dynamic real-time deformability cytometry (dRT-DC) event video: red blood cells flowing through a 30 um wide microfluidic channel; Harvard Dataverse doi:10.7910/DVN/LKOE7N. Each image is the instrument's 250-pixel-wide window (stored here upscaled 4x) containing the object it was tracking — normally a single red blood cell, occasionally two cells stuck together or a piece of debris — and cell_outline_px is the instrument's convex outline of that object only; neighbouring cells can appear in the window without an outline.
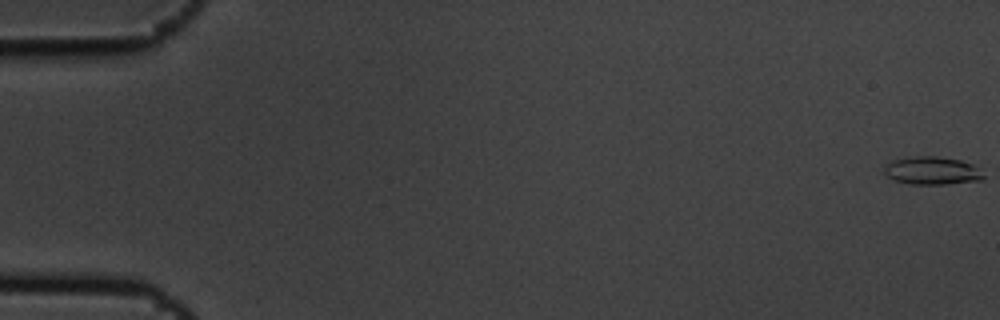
{"species": "common noctule bat (a hibernating species)", "species_latin": "Nyctalus noctula", "temperature_condition": "cold", "stored_images_in_passage": 10, "camera_frame_rate_fps": 3000, "um_per_image_px": 0.085, "animal": {"sex": "male", "body_mass_g": 19.5, "forearm_length_mm": 54.6}, "frame": {"image": 1, "passage_image": 1, "time_ms": 0.0, "image_size_px": [1000, 320], "cell_outline_px": [[984, 176], [980, 180], [948, 184], [908, 184], [896, 180], [888, 176], [884, 172], [884, 164], [892, 160], [912, 156], [936, 156], [960, 160], [972, 164]], "centroid_in_image_um": [79.17, 14.5], "position_along_channel_um": 5.8, "area_um2": 16.07}}
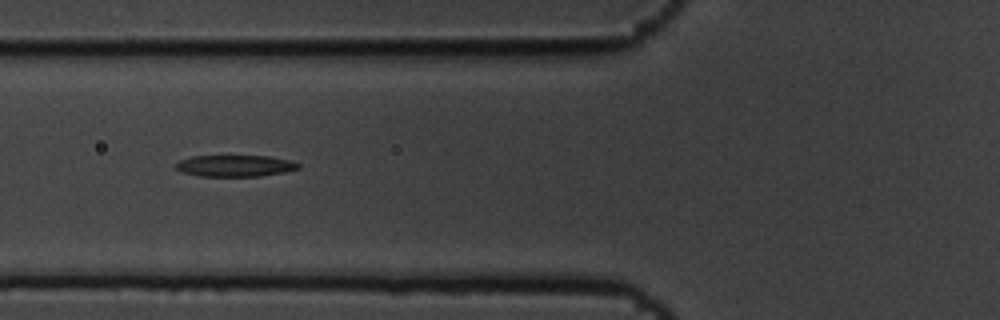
{"frame": {"image": 2, "passage_image": 7, "time_ms": 2.0, "image_size_px": [1000, 320], "cell_outline_px": [[300, 168], [284, 172], [260, 176], [200, 176], [184, 172], [176, 168], [176, 164], [180, 160], [192, 156], [268, 156], [292, 160], [300, 164]], "centroid_in_image_um": [20.03, 14.09], "position_along_channel_um": 105.8, "area_um2": 15.26}}
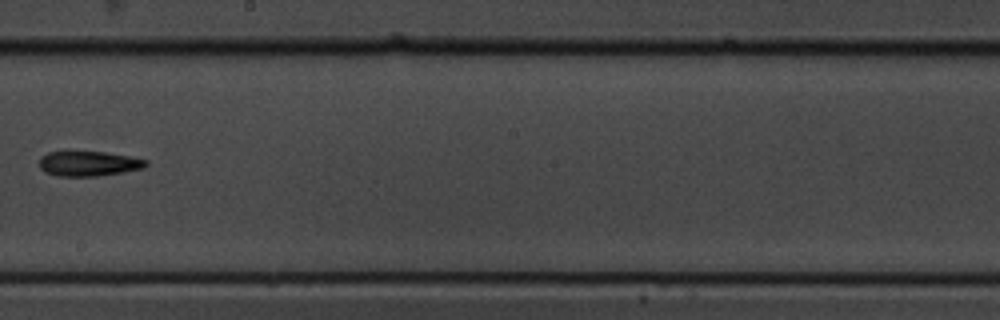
{"frame": {"image": 3, "passage_image": 10, "time_ms": 3.0, "image_size_px": [1000, 320], "cell_outline_px": [[148, 164], [144, 168], [124, 172], [96, 176], [56, 176], [44, 172], [40, 168], [40, 156], [48, 152], [64, 148], [68, 148], [104, 152], [132, 156], [148, 160]], "centroid_in_image_um": [7.48, 13.85], "position_along_channel_um": 240.7, "area_um2": 16.47}}